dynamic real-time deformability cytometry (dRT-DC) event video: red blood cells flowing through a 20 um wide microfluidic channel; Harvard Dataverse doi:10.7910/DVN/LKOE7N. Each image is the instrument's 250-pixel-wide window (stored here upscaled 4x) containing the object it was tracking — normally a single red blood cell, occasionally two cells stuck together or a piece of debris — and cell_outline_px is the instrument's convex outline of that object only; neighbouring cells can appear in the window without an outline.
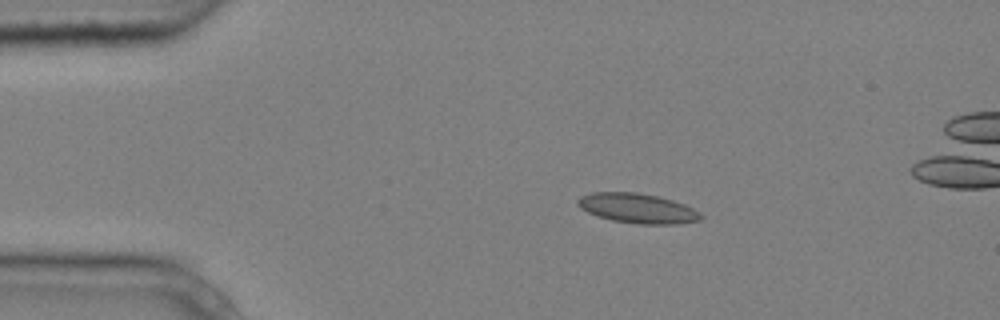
{"species": "common noctule bat (a hibernating species)", "species_latin": "Nyctalus noctula", "temperature_condition": "cold", "stored_images_in_passage": 5, "camera_frame_rate_fps": 3000, "um_per_image_px": 0.085, "animal": {"sex": "male", "body_mass_g": 20.4}, "frame": {"image": 1, "passage_image": 2, "time_ms": 0.333, "image_size_px": [1000, 320], "cell_outline_px": [[704, 216], [700, 220], [676, 224], [636, 224], [612, 220], [596, 216], [580, 208], [576, 204], [576, 200], [580, 196], [592, 192], [636, 192], [656, 196], [672, 200], [684, 204], [700, 212]], "centroid_in_image_um": [54.16, 17.71], "position_along_channel_um": 30.8, "area_um2": 21.44}}
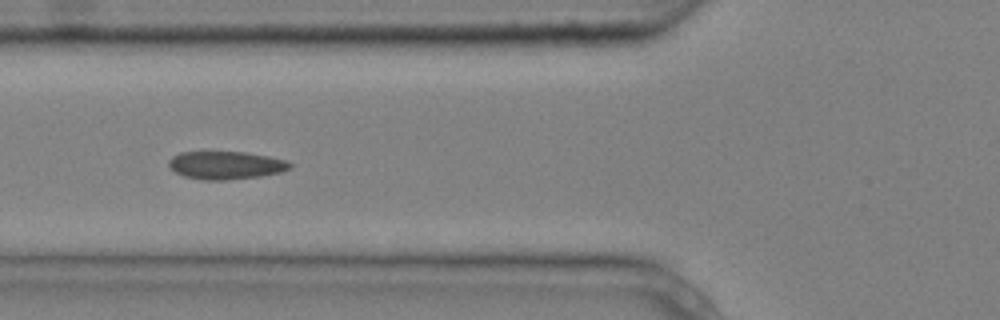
{"frame": {"image": 2, "passage_image": 5, "time_ms": 1.333, "image_size_px": [1000, 320], "cell_outline_px": [[292, 168], [280, 172], [260, 176], [228, 180], [204, 180], [184, 176], [176, 172], [168, 164], [168, 160], [172, 156], [180, 152], [244, 152], [268, 156], [288, 160], [292, 164]], "centroid_in_image_um": [19.22, 14.04], "position_along_channel_um": 106.6, "area_um2": 19.77}}